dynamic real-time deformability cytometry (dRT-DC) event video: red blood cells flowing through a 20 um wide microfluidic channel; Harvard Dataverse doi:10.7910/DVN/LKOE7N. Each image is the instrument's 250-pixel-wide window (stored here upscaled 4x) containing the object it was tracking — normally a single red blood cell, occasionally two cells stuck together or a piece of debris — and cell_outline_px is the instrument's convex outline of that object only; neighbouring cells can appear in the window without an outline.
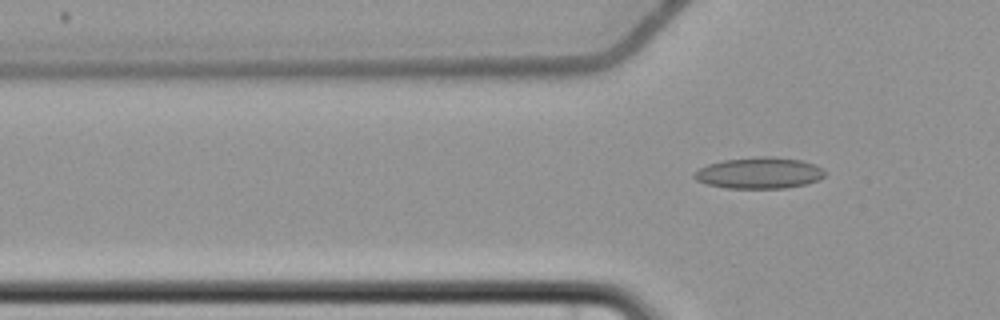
{"species": "common noctule bat (a hibernating species)", "species_latin": "Nyctalus noctula", "temperature_condition": "cold", "stored_images_in_passage": 5, "camera_frame_rate_fps": 3000, "um_per_image_px": 0.085, "animal": {"sex": "female", "body_mass_g": 22.7, "forearm_length_mm": 54.2}, "frame": {"image": 1, "passage_image": 5, "time_ms": 5.667, "image_size_px": [1000, 320], "cell_outline_px": [[824, 176], [820, 180], [808, 184], [788, 188], [724, 188], [704, 184], [696, 180], [692, 176], [692, 172], [708, 164], [724, 160], [760, 156], [772, 156], [800, 160], [816, 164], [824, 168]], "centroid_in_image_um": [64.54, 14.71], "position_along_channel_um": 61.3, "area_um2": 24.22}}